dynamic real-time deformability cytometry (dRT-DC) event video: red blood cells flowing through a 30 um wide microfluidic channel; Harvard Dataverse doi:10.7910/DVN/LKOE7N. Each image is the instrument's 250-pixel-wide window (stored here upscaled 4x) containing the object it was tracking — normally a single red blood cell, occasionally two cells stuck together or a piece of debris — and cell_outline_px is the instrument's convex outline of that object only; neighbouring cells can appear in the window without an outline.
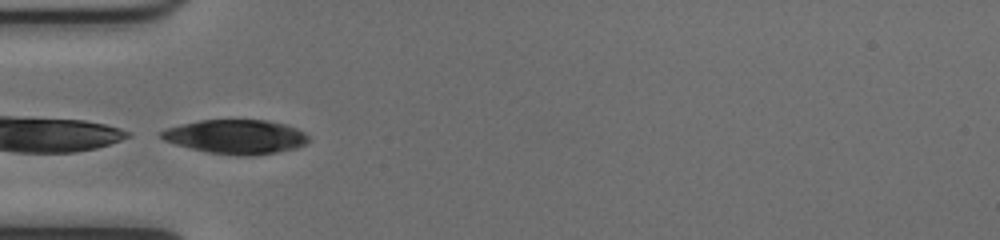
{"species": "common noctule bat (a hibernating species)", "species_latin": "Nyctalus noctula", "temperature_condition": "cold", "stored_images_in_passage": 12, "camera_frame_rate_fps": 3000, "um_per_image_px": 0.085, "animal": {"sex": "female", "body_mass_g": 17.0, "forearm_length_mm": 48.0}, "frame": {"image": 1, "passage_image": 1, "time_ms": 0.0, "image_size_px": [1000, 240], "cell_outline_px": [[308, 140], [304, 144], [296, 148], [276, 152], [252, 156], [236, 156], [208, 152], [176, 144], [164, 140], [160, 136], [160, 132], [168, 128], [180, 124], [200, 120], [268, 120], [284, 124], [296, 128], [304, 132], [308, 136]], "centroid_in_image_um": [20.06, 11.62], "position_along_channel_um": 64.9, "area_um2": 29.19}}
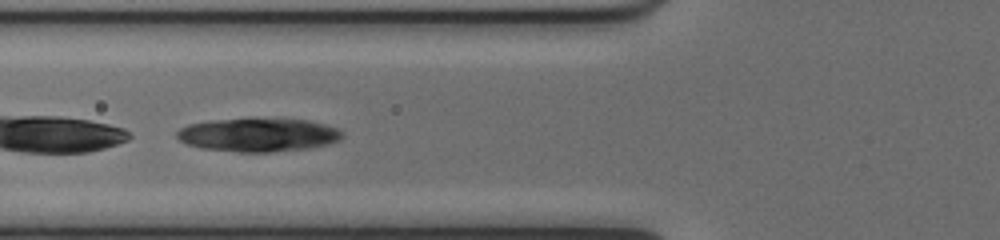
{"frame": {"image": 2, "passage_image": 4, "time_ms": 1.0, "image_size_px": [1000, 240], "cell_outline_px": [[344, 136], [340, 140], [328, 144], [312, 148], [272, 152], [240, 152], [200, 148], [188, 144], [180, 140], [176, 136], [176, 132], [180, 128], [188, 124], [212, 120], [248, 116], [252, 116], [308, 120], [340, 128], [344, 132]], "centroid_in_image_um": [21.99, 11.43], "position_along_channel_um": 103.8, "area_um2": 33.47}}